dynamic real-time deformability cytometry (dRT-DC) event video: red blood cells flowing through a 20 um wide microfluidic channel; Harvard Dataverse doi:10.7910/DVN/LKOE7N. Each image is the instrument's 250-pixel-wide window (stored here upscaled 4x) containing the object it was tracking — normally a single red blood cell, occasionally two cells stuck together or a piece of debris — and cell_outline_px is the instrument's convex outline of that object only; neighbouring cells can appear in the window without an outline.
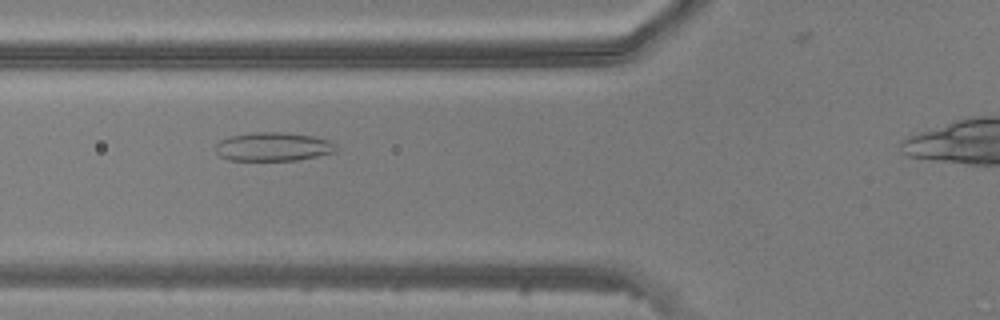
{"species": "common noctule bat (a hibernating species)", "species_latin": "Nyctalus noctula", "temperature_condition": "warm", "stored_images_in_passage": 36, "camera_frame_rate_fps": 3000, "um_per_image_px": 0.085, "animal": {"sex": "male", "body_mass_g": 20.5, "forearm_length_mm": 52.5}, "frame": {"image": 1, "passage_image": 11, "time_ms": 3.333, "image_size_px": [1000, 320], "cell_outline_px": [[340, 148], [336, 152], [296, 160], [228, 160], [220, 156], [216, 152], [216, 144], [220, 140], [232, 136], [252, 132], [280, 132], [312, 136], [328, 140], [336, 144]], "centroid_in_image_um": [23.24, 12.47], "position_along_channel_um": 102.6, "area_um2": 20.11}}
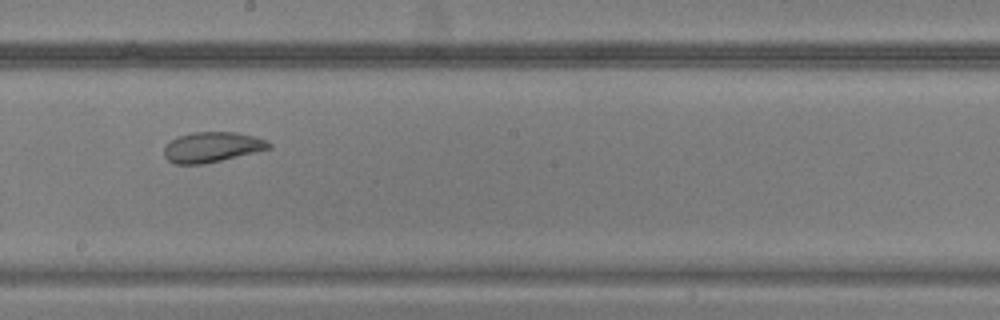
{"frame": {"image": 2, "passage_image": 20, "time_ms": 6.333, "image_size_px": [1000, 320], "cell_outline_px": [[272, 148], [204, 164], [172, 164], [164, 156], [164, 148], [176, 136], [192, 132], [236, 132], [268, 140], [272, 144]], "centroid_in_image_um": [18.02, 12.5], "position_along_channel_um": 230.2, "area_um2": 18.5}}
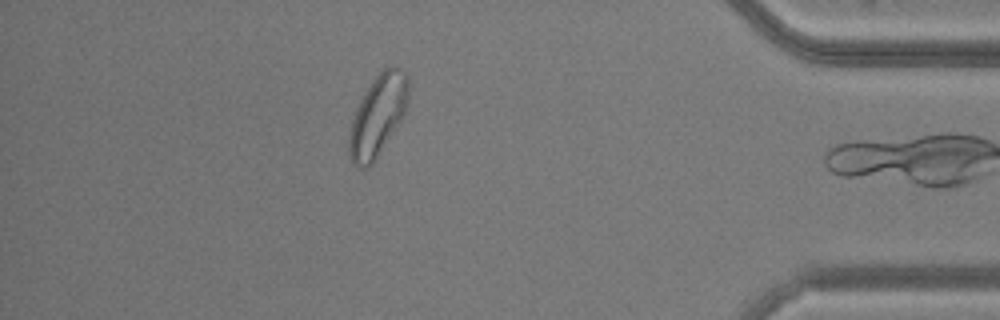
{"frame": {"image": 3, "passage_image": 35, "time_ms": 11.333, "image_size_px": [1000, 320], "cell_outline_px": [[408, 96], [404, 112], [400, 120], [376, 160], [368, 168], [356, 168], [348, 152], [348, 132], [356, 108], [364, 92], [372, 80], [384, 68], [400, 68], [408, 76]], "centroid_in_image_um": [32.07, 9.87], "position_along_channel_um": 403.1, "area_um2": 27.8}}